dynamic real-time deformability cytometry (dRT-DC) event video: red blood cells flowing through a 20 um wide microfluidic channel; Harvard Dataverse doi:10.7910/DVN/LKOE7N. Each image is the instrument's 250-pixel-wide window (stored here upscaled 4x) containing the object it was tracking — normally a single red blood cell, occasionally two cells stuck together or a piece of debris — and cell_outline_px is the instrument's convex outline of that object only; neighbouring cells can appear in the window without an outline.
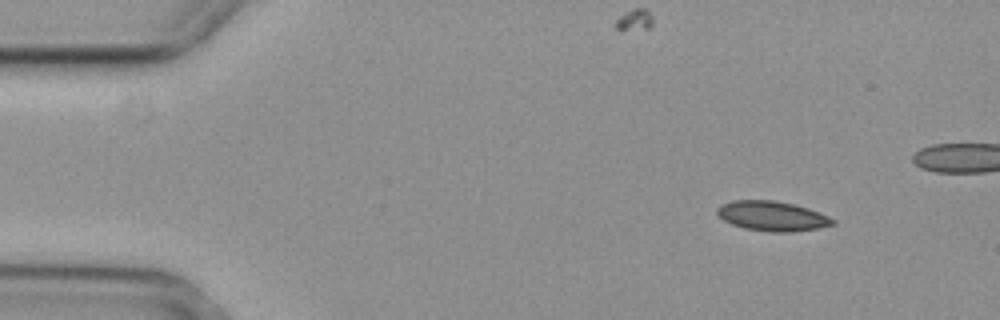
{"species": "common noctule bat (a hibernating species)", "species_latin": "Nyctalus noctula", "temperature_condition": "cold", "stored_images_in_passage": 5, "camera_frame_rate_fps": 3000, "um_per_image_px": 0.085, "animal": {"sex": "female", "body_mass_g": 29.2, "forearm_length_mm": 56.3}, "frame": {"image": 1, "passage_image": 5, "time_ms": 1.333, "image_size_px": [1000, 320], "cell_outline_px": [[836, 224], [816, 228], [792, 232], [768, 232], [744, 228], [732, 224], [724, 220], [716, 212], [716, 208], [720, 204], [732, 200], [772, 200], [792, 204], [808, 208], [828, 216], [836, 220]], "centroid_in_image_um": [65.62, 18.36], "position_along_channel_um": 19.4, "area_um2": 20.06}}